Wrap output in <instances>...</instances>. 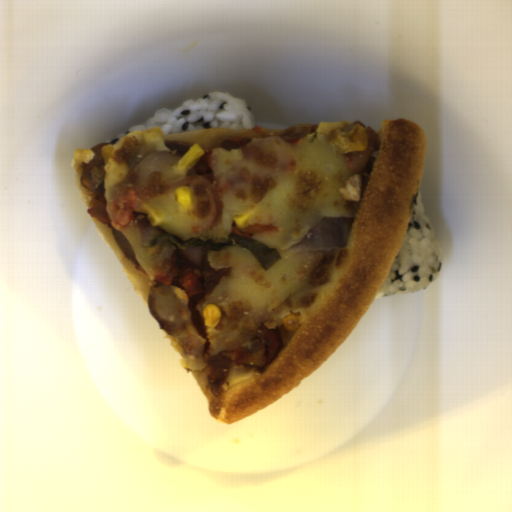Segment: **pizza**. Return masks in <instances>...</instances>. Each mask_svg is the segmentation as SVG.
<instances>
[{
    "instance_id": "dd6c1bee",
    "label": "pizza",
    "mask_w": 512,
    "mask_h": 512,
    "mask_svg": "<svg viewBox=\"0 0 512 512\" xmlns=\"http://www.w3.org/2000/svg\"><path fill=\"white\" fill-rule=\"evenodd\" d=\"M356 122L295 124L282 128H206L165 133L160 126L108 142L106 225L92 219L108 248L168 336L221 423L252 416L301 384L348 337L377 296L410 226L426 155V136L412 120L381 122L379 149L369 167L353 172L333 142ZM212 149L223 215L210 229L193 208L184 212L174 190L187 173L178 160L193 145ZM163 216L151 225L144 204ZM250 214L238 229L233 216ZM353 218L344 250H296L293 244L325 217ZM113 229L124 233L138 263L123 257ZM226 242L237 233L280 259L266 270L239 246L209 251L219 271L211 294L188 304L182 288L157 285L177 246L152 238L165 233ZM222 316L204 325V307ZM278 328L283 349L261 369L233 362L219 383H208L209 360L233 351L256 329Z\"/></svg>"
},
{
    "instance_id": "d2c48207",
    "label": "pizza",
    "mask_w": 512,
    "mask_h": 512,
    "mask_svg": "<svg viewBox=\"0 0 512 512\" xmlns=\"http://www.w3.org/2000/svg\"><path fill=\"white\" fill-rule=\"evenodd\" d=\"M93 149V148H92ZM92 149H75L70 162L71 170L76 182V185L83 197V200L88 208L91 207L93 194L86 189L81 183V176L83 168L91 161L93 157Z\"/></svg>"
}]
</instances>
